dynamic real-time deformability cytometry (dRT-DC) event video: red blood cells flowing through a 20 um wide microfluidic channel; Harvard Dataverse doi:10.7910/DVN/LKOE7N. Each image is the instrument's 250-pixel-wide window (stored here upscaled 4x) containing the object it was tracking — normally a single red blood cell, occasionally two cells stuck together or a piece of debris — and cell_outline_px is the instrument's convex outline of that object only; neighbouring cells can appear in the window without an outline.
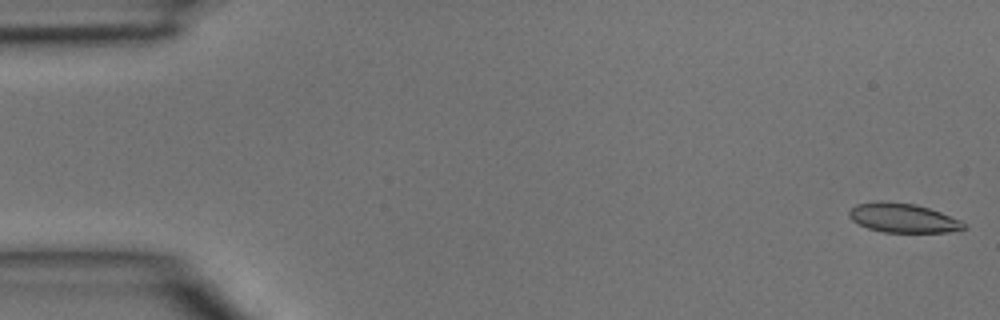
{"species": "common noctule bat (a hibernating species)", "species_latin": "Nyctalus noctula", "temperature_condition": "room temperature", "stored_images_in_passage": 4, "camera_frame_rate_fps": 3000, "um_per_image_px": 0.085, "animal": {"sex": "male", "body_mass_g": 15.6}, "frame": {"image": 1, "passage_image": 1, "time_ms": 0.0, "image_size_px": [1000, 320], "cell_outline_px": [[968, 228], [948, 232], [884, 232], [868, 228], [852, 220], [848, 216], [848, 212], [856, 204], [872, 200], [884, 200], [916, 204], [940, 212], [960, 220], [968, 224]], "centroid_in_image_um": [76.75, 18.51], "position_along_channel_um": 8.3, "area_um2": 19.77}}
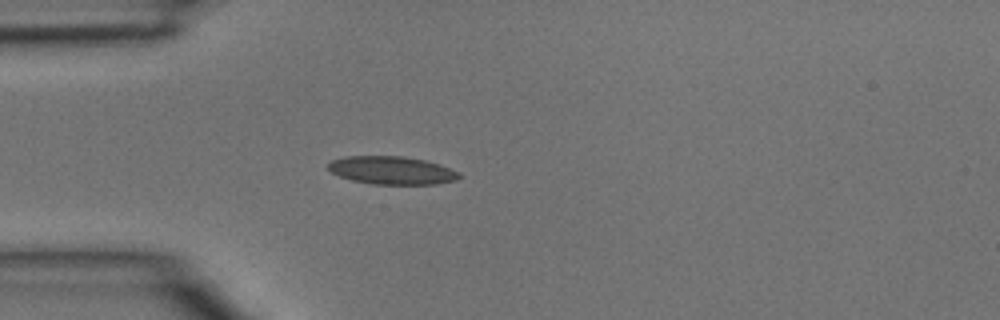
{"frame": {"image": 2, "passage_image": 4, "time_ms": 1.0, "image_size_px": [1000, 320], "cell_outline_px": [[460, 176], [456, 180], [436, 184], [372, 184], [352, 180], [340, 176], [332, 172], [328, 168], [328, 164], [332, 160], [344, 156], [404, 156], [424, 160], [440, 164], [460, 172]], "centroid_in_image_um": [33.32, 14.47], "position_along_channel_um": 51.7, "area_um2": 21.39}}